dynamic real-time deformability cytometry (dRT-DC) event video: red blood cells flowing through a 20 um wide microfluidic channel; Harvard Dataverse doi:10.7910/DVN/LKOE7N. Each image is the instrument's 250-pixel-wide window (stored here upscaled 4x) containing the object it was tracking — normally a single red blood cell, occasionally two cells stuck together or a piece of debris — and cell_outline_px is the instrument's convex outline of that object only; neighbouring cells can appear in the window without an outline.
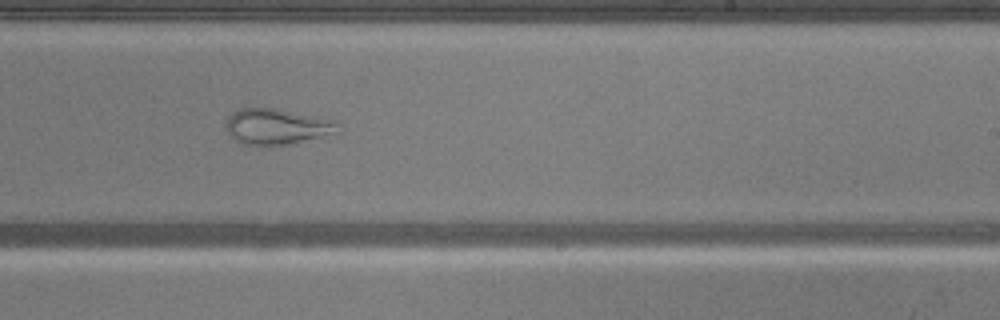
{"species": "common noctule bat (a hibernating species)", "species_latin": "Nyctalus noctula", "temperature_condition": "warm", "stored_images_in_passage": 49, "camera_frame_rate_fps": 3000, "um_per_image_px": 0.085, "animal": {"sex": "male", "body_mass_g": 20.5, "forearm_length_mm": 52.5}, "frame": {"image": 1, "passage_image": 29, "time_ms": 9.333, "image_size_px": [1000, 320], "cell_outline_px": [[340, 132], [288, 144], [268, 148], [244, 144], [236, 140], [228, 132], [228, 116], [240, 108], [276, 108], [336, 120]], "centroid_in_image_um": [23.55, 10.78], "position_along_channel_um": 265.4, "area_um2": 23.47}}
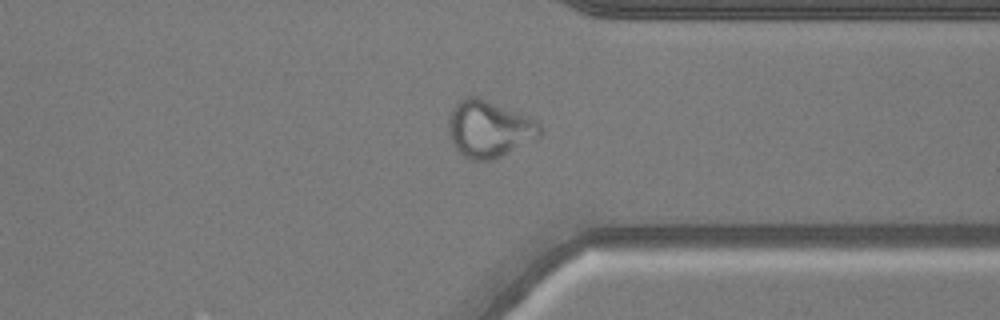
{"frame": {"image": 2, "passage_image": 37, "time_ms": 12.0, "image_size_px": [1000, 320], "cell_outline_px": [[544, 132], [540, 136], [500, 156], [488, 160], [472, 160], [464, 156], [456, 148], [448, 132], [448, 116], [452, 108], [460, 100], [468, 96], [476, 96], [532, 120], [540, 124]], "centroid_in_image_um": [41.52, 10.97], "position_along_channel_um": 369.9, "area_um2": 29.36}}
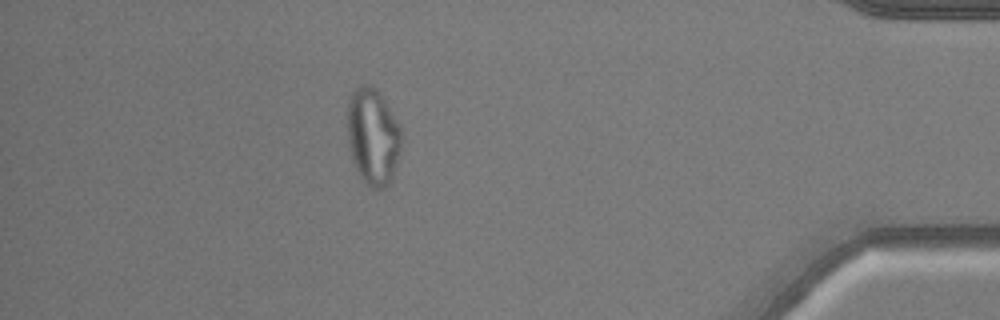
{"frame": {"image": 3, "passage_image": 43, "time_ms": 14.0, "image_size_px": [1000, 320], "cell_outline_px": [[400, 148], [392, 180], [384, 188], [372, 188], [364, 184], [356, 172], [352, 160], [348, 144], [348, 96], [360, 84], [372, 84], [376, 88], [400, 124]], "centroid_in_image_um": [31.67, 11.61], "position_along_channel_um": 403.5, "area_um2": 30.69}}